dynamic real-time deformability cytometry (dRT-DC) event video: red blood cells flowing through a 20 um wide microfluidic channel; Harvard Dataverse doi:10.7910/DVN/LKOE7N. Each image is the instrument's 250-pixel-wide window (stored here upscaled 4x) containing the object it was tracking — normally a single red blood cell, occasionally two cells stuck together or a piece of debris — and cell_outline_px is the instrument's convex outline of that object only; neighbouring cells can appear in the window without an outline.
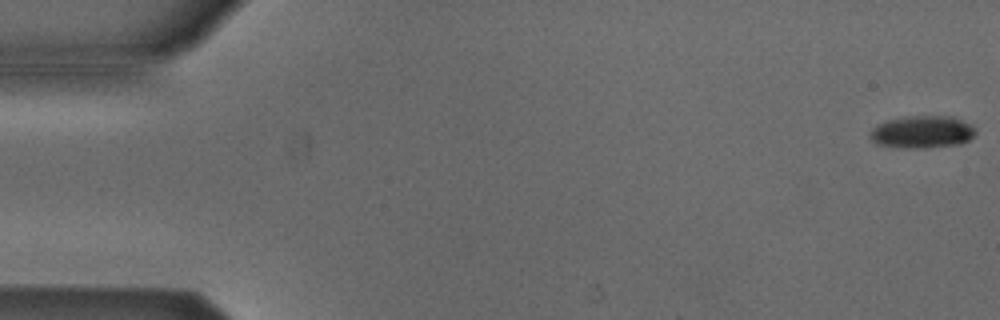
{"species": "Egyptian fruit bat (a non-hibernating species)", "species_latin": "Rousettus aegyptiacus", "temperature_condition": "cold", "stored_images_in_passage": 54, "camera_frame_rate_fps": 3000, "um_per_image_px": 0.085, "animal": {"sex": "male"}, "frame": {"image": 1, "passage_image": 1, "time_ms": 0.0, "image_size_px": [1000, 320], "cell_outline_px": [[976, 132], [968, 140], [960, 144], [924, 148], [896, 148], [876, 144], [868, 136], [872, 128], [888, 120], [908, 116], [956, 116], [972, 124], [976, 128]], "centroid_in_image_um": [78.4, 11.22], "position_along_channel_um": 6.6, "area_um2": 20.23}}
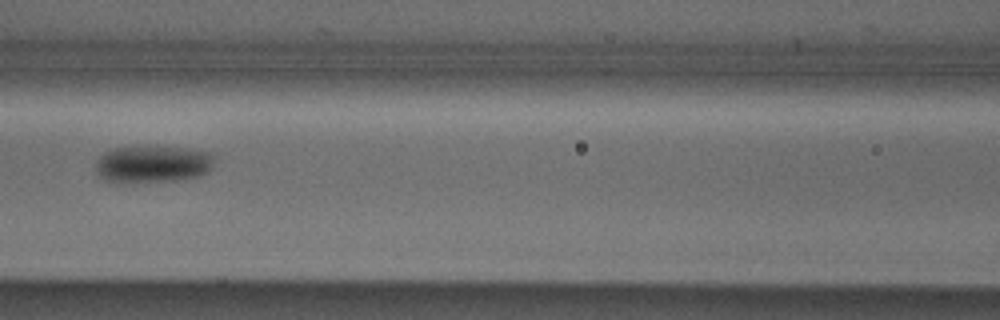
{"frame": {"image": 2, "passage_image": 24, "time_ms": 7.667, "image_size_px": [1000, 320], "cell_outline_px": [[212, 168], [208, 172], [200, 176], [180, 180], [132, 184], [116, 184], [104, 180], [96, 172], [96, 160], [104, 152], [112, 148], [148, 144], [180, 148], [208, 152], [212, 156]], "centroid_in_image_um": [12.89, 13.96], "position_along_channel_um": 153.7, "area_um2": 26.82}}
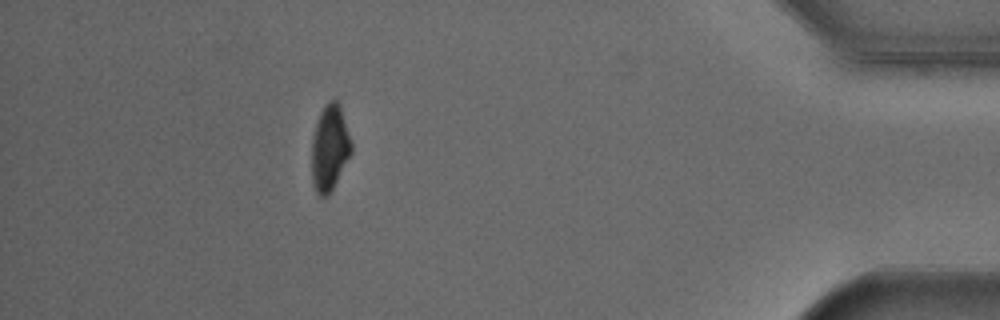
{"frame": {"image": 3, "passage_image": 48, "time_ms": 15.667, "image_size_px": [1000, 320], "cell_outline_px": [[352, 152], [328, 196], [320, 196], [316, 192], [312, 180], [312, 136], [320, 112], [324, 104], [328, 100], [336, 100], [340, 104], [352, 144]], "centroid_in_image_um": [28.02, 12.54], "position_along_channel_um": 407.2, "area_um2": 19.77}, "authors_computed_cell_mechanics": {"area_um2": 21.7617, "velocity_mm_per_s": 3.8591, "shape_relaxation_time_tau1_ms": 2.7197, "shape_relaxation_time_tau2_ms": null, "deformation_change_tau1": 0.0797, "deformation_change_tau2": null}}